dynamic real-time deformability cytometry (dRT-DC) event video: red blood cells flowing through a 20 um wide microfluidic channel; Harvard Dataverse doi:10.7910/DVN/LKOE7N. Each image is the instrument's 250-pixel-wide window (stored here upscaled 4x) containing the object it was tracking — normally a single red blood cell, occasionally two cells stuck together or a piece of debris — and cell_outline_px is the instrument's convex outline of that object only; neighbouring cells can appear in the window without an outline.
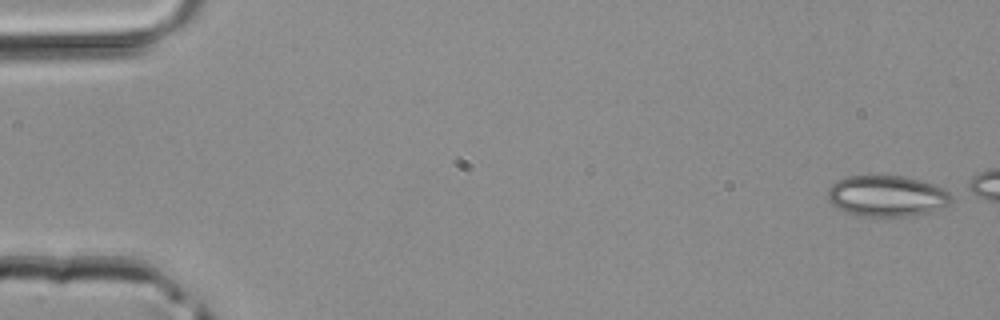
{"species": "common noctule bat (a hibernating species)", "species_latin": "Nyctalus noctula", "temperature_condition": "room temperature", "stored_images_in_passage": 8, "camera_frame_rate_fps": 3000, "um_per_image_px": 0.085, "animal": {"sex": "male", "body_mass_g": 20.4}, "frame": {"image": 1, "passage_image": 1, "time_ms": 0.0, "image_size_px": [1000, 320], "cell_outline_px": [[952, 200], [948, 204], [932, 212], [908, 216], [856, 216], [832, 204], [828, 200], [828, 188], [836, 180], [844, 176], [904, 176], [936, 184], [952, 192]], "centroid_in_image_um": [75.41, 16.65], "position_along_channel_um": 9.6, "area_um2": 29.82}}